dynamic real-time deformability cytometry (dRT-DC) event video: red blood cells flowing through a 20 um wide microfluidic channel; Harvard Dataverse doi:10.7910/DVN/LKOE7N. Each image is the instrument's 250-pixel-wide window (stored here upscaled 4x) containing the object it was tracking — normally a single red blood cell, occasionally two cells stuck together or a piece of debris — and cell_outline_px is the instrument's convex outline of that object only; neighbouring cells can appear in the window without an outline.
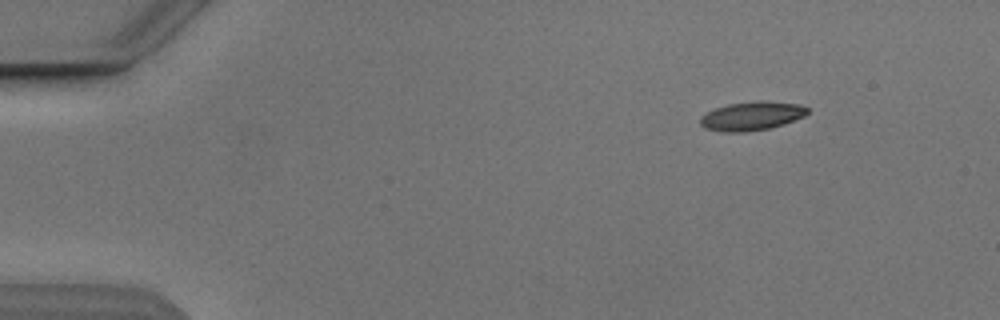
{"species": "Egyptian fruit bat (a non-hibernating species)", "species_latin": "Rousettus aegyptiacus", "temperature_condition": "cold", "stored_images_in_passage": 4, "camera_frame_rate_fps": 3000, "um_per_image_px": 0.085, "animal": {"sex": "male"}, "frame": {"image": 1, "passage_image": 1, "time_ms": 0.0, "image_size_px": [1000, 320], "cell_outline_px": [[808, 112], [804, 116], [784, 124], [768, 128], [744, 132], [724, 132], [704, 128], [700, 124], [700, 116], [716, 108], [728, 104], [760, 100], [764, 100], [800, 104], [808, 108]], "centroid_in_image_um": [63.9, 9.85], "position_along_channel_um": 21.1, "area_um2": 17.98}}
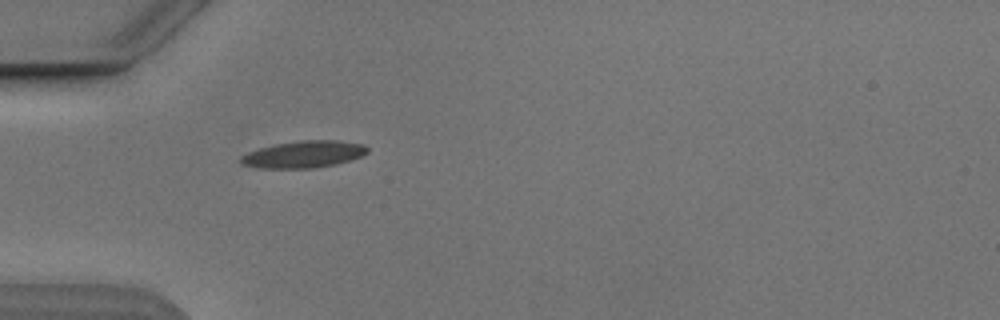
{"frame": {"image": 2, "passage_image": 4, "time_ms": 3.333, "image_size_px": [1000, 320], "cell_outline_px": [[368, 152], [360, 156], [336, 164], [312, 168], [260, 168], [240, 164], [240, 156], [248, 152], [260, 148], [276, 144], [300, 140], [336, 140], [364, 144], [368, 148]], "centroid_in_image_um": [25.79, 13.11], "position_along_channel_um": 59.2, "area_um2": 19.77}}